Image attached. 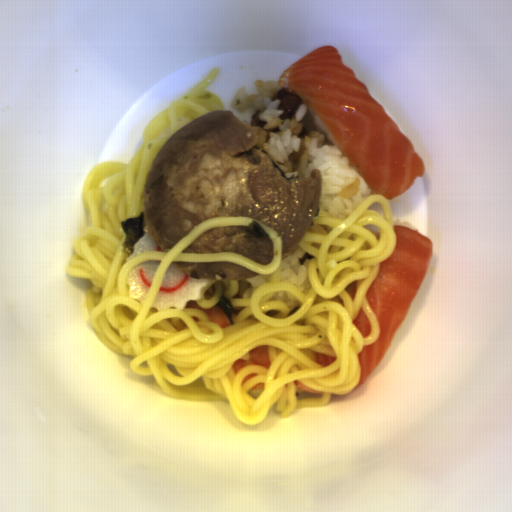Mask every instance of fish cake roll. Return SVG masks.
I'll use <instances>...</instances> for the list:
<instances>
[{
	"instance_id": "fish-cake-roll-1",
	"label": "fish cake roll",
	"mask_w": 512,
	"mask_h": 512,
	"mask_svg": "<svg viewBox=\"0 0 512 512\" xmlns=\"http://www.w3.org/2000/svg\"><path fill=\"white\" fill-rule=\"evenodd\" d=\"M215 282L217 280L186 276L172 264L164 275L151 307L160 312L170 308L184 311L188 301H200L203 292Z\"/></svg>"
},
{
	"instance_id": "fish-cake-roll-2",
	"label": "fish cake roll",
	"mask_w": 512,
	"mask_h": 512,
	"mask_svg": "<svg viewBox=\"0 0 512 512\" xmlns=\"http://www.w3.org/2000/svg\"><path fill=\"white\" fill-rule=\"evenodd\" d=\"M159 263L160 261L157 259L145 261L127 272L126 281L129 286V295L141 304L153 285Z\"/></svg>"
},
{
	"instance_id": "fish-cake-roll-3",
	"label": "fish cake roll",
	"mask_w": 512,
	"mask_h": 512,
	"mask_svg": "<svg viewBox=\"0 0 512 512\" xmlns=\"http://www.w3.org/2000/svg\"><path fill=\"white\" fill-rule=\"evenodd\" d=\"M153 251H163L154 241L150 233L142 235L133 245L131 253L125 255V261L137 256L140 253H150Z\"/></svg>"
}]
</instances>
